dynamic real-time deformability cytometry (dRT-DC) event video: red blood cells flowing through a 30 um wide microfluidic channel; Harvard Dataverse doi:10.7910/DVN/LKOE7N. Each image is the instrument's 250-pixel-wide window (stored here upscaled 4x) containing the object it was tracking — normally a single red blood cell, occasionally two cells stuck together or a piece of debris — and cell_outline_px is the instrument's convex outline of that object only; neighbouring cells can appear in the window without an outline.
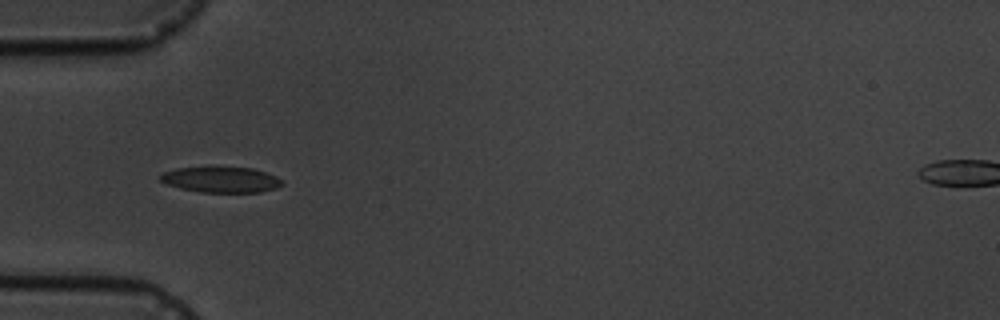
{"species": "common noctule bat (a hibernating species)", "species_latin": "Nyctalus noctula", "temperature_condition": "cold", "stored_images_in_passage": 17, "camera_frame_rate_fps": 3000, "um_per_image_px": 0.085, "animal": {"sex": "male", "body_mass_g": 19.5, "forearm_length_mm": 54.6}, "frame": {"image": 1, "passage_image": 6, "time_ms": 5.667, "image_size_px": [1000, 320], "cell_outline_px": [[284, 184], [276, 188], [260, 192], [200, 192], [180, 188], [168, 184], [160, 180], [160, 176], [164, 172], [176, 168], [212, 164], [252, 168], [276, 176], [284, 180]], "centroid_in_image_um": [18.79, 15.22], "position_along_channel_um": 66.2, "area_um2": 19.02}}
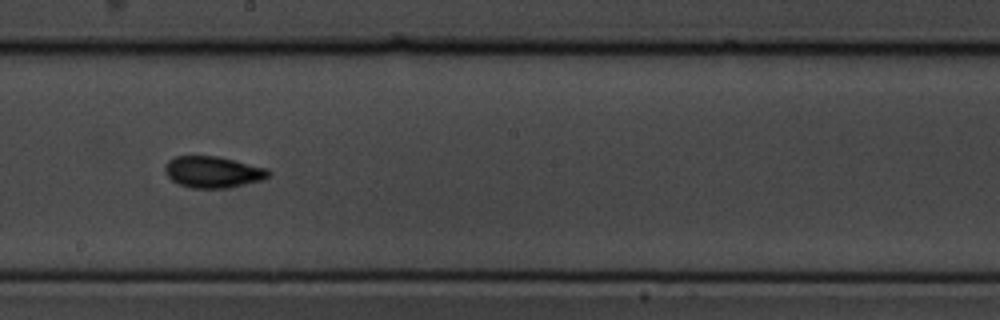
{"frame": {"image": 2, "passage_image": 10, "time_ms": 10.333, "image_size_px": [1000, 320], "cell_outline_px": [[272, 172], [264, 180], [228, 188], [192, 188], [180, 184], [172, 180], [164, 172], [164, 168], [168, 160], [176, 156], [216, 156], [268, 168]], "centroid_in_image_um": [18.12, 14.62], "position_along_channel_um": 230.1, "area_um2": 19.02}}
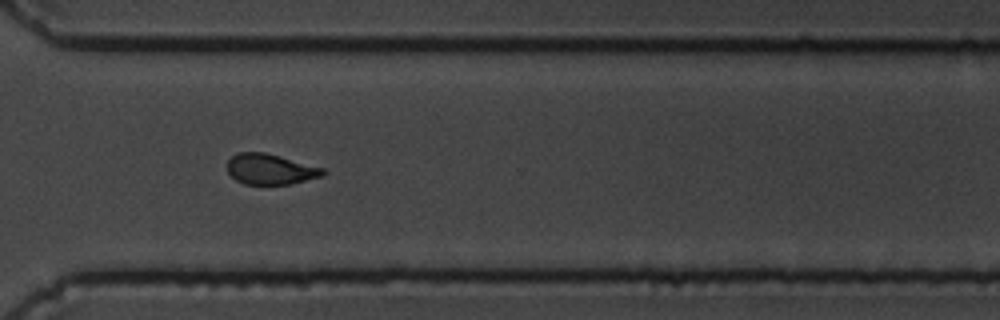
{"frame": {"image": 3, "passage_image": 13, "time_ms": 13.667, "image_size_px": [1000, 320], "cell_outline_px": [[328, 172], [324, 176], [292, 184], [244, 184], [236, 180], [228, 172], [228, 160], [232, 156], [240, 152], [264, 152], [324, 168]], "centroid_in_image_um": [23.02, 14.39], "position_along_channel_um": 347.6, "area_um2": 17.05}, "authors_computed_cell_mechanics": {"area_um2": 18.9584, "velocity_mm_per_s": 3.5271, "shape_relaxation_time_tau1_ms": 2.7767, "shape_relaxation_time_tau2_ms": 4.1242, "deformation_change_tau1": 0.0808, "deformation_change_tau2": 0.085}}